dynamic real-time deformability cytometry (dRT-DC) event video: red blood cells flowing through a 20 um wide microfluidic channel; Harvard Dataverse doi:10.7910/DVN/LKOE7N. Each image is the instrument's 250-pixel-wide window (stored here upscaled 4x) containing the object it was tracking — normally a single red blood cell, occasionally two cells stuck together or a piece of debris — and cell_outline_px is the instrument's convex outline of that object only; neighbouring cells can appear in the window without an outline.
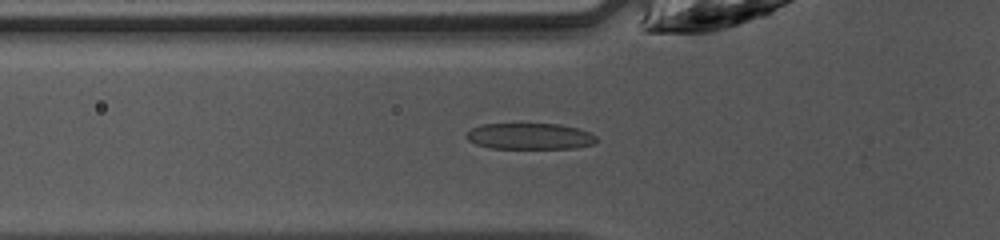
{"species": "common noctule bat (a hibernating species)", "species_latin": "Nyctalus noctula", "temperature_condition": "warm", "stored_images_in_passage": 34, "camera_frame_rate_fps": 3000, "um_per_image_px": 0.085, "animal": {"sex": "female", "body_mass_g": 10.0, "forearm_length_mm": 53.1}, "frame": {"image": 1, "passage_image": 3, "time_ms": 0.667, "image_size_px": [1000, 240], "cell_outline_px": [[596, 144], [576, 148], [492, 148], [476, 144], [468, 140], [464, 136], [472, 128], [480, 124], [560, 124], [576, 128], [588, 132], [596, 136]], "centroid_in_image_um": [45.03, 11.58], "position_along_channel_um": 80.8, "area_um2": 19.83}}
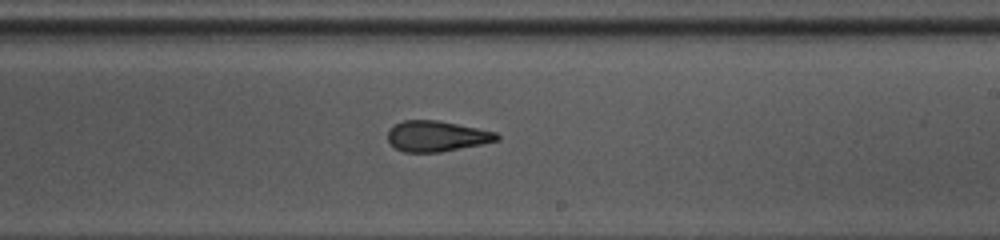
{"frame": {"image": 2, "passage_image": 15, "time_ms": 4.667, "image_size_px": [1000, 240], "cell_outline_px": [[500, 140], [484, 144], [440, 152], [404, 152], [396, 148], [388, 140], [388, 128], [404, 120], [440, 120], [496, 132], [500, 136]], "centroid_in_image_um": [37.14, 11.57], "position_along_channel_um": 251.9, "area_um2": 19.59}}
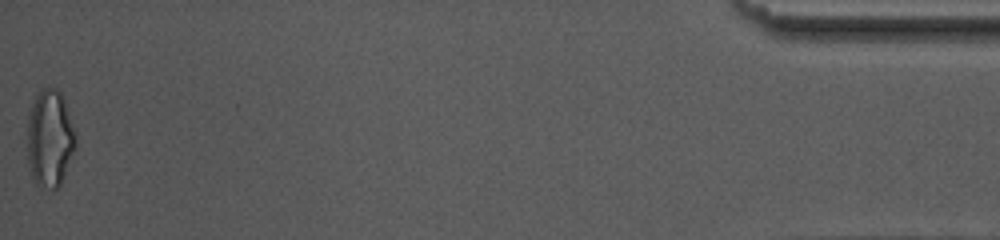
{"frame": {"image": 3, "passage_image": 34, "time_ms": 11.0, "image_size_px": [1000, 240], "cell_outline_px": [[76, 148], [60, 184], [56, 188], [52, 188], [36, 184], [32, 176], [28, 160], [28, 116], [32, 104], [40, 88], [56, 88], [60, 92], [64, 100], [76, 132]], "centroid_in_image_um": [4.25, 11.74], "position_along_channel_um": 430.9, "area_um2": 27.22}, "authors_computed_cell_mechanics": {"area_um2": 20.5479, "velocity_mm_per_s": 4.2429, "shape_relaxation_time_tau1_ms": 5.3241, "shape_relaxation_time_tau2_ms": 1.6466, "deformation_change_tau1": 0.1881, "deformation_change_tau2": 0.1098}}